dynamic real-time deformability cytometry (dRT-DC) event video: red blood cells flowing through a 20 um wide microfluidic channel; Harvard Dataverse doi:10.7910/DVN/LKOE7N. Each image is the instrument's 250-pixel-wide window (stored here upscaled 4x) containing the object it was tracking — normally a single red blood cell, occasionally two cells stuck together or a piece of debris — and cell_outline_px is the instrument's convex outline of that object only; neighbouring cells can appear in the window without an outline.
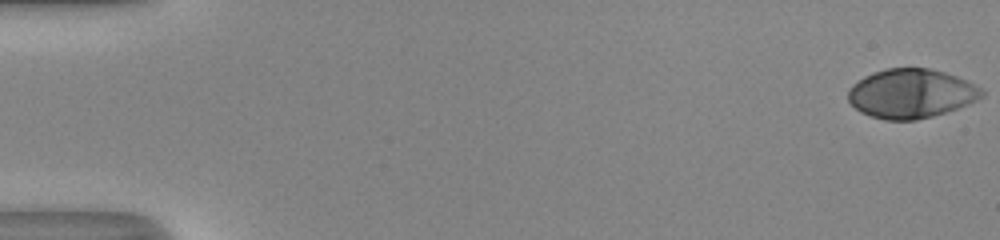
{"species": "human", "species_latin": "Homo sapiens", "temperature_condition": "room temperature", "stored_images_in_passage": 53, "camera_frame_rate_fps": 3000, "um_per_image_px": 0.085, "donor": {"sex": "male"}, "frame": {"image": 1, "passage_image": 1, "time_ms": 0.0, "image_size_px": [1000, 240], "cell_outline_px": [[984, 96], [968, 104], [932, 116], [916, 120], [884, 120], [860, 112], [848, 100], [848, 88], [852, 84], [864, 76], [872, 72], [888, 68], [928, 68], [944, 72], [956, 76], [980, 88], [984, 92]], "centroid_in_image_um": [77.4, 7.95], "position_along_channel_um": 7.6, "area_um2": 38.09}}
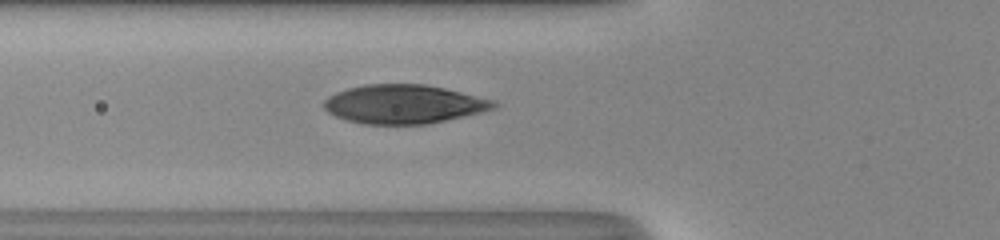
{"frame": {"image": 2, "passage_image": 21, "time_ms": 6.667, "image_size_px": [1000, 240], "cell_outline_px": [[500, 104], [496, 108], [464, 116], [428, 124], [364, 124], [348, 120], [336, 116], [328, 112], [324, 108], [324, 100], [328, 96], [336, 92], [348, 88], [364, 84], [424, 84], [444, 88], [492, 100]], "centroid_in_image_um": [34.3, 8.85], "position_along_channel_um": 91.5, "area_um2": 38.26}}
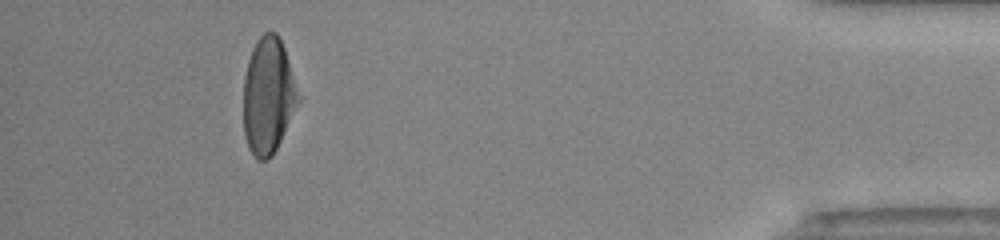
{"frame": {"image": 3, "passage_image": 49, "time_ms": 16.0, "image_size_px": [1000, 240], "cell_outline_px": [[300, 100], [272, 156], [268, 160], [256, 160], [248, 148], [244, 136], [244, 76], [248, 60], [252, 48], [256, 40], [264, 32], [276, 32], [284, 48], [300, 96]], "centroid_in_image_um": [22.78, 8.15], "position_along_channel_um": 412.4, "area_um2": 37.05}, "authors_computed_cell_mechanics": {"area_um2": 38.4948, "velocity_mm_per_s": 4.0669, "shape_relaxation_time_tau1_ms": 4.334, "shape_relaxation_time_tau2_ms": null, "deformation_change_tau1": 0.2393, "deformation_change_tau2": null}}